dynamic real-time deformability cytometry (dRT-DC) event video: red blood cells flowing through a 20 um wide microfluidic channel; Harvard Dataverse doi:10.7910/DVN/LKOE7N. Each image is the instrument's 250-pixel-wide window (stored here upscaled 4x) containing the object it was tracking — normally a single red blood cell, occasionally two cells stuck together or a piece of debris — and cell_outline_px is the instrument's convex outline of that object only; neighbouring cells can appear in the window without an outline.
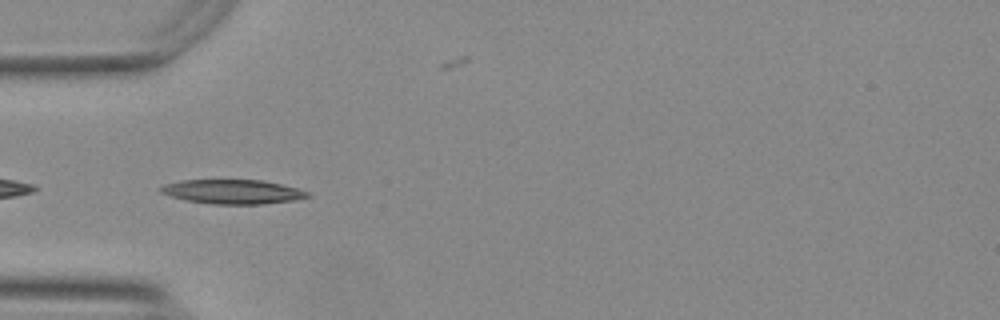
{"species": "Egyptian fruit bat (a non-hibernating species)", "species_latin": "Rousettus aegyptiacus", "temperature_condition": "warm", "stored_images_in_passage": 39, "camera_frame_rate_fps": 3000, "um_per_image_px": 0.085, "animal": {"sex": "female"}, "frame": {"image": 1, "passage_image": 1, "time_ms": 0.0, "image_size_px": [1000, 320], "cell_outline_px": [[312, 196], [296, 200], [264, 204], [212, 204], [188, 200], [172, 196], [160, 192], [156, 188], [164, 184], [180, 180], [264, 180], [296, 188], [308, 192]], "centroid_in_image_um": [19.77, 16.29], "position_along_channel_um": 65.2, "area_um2": 20.81}}
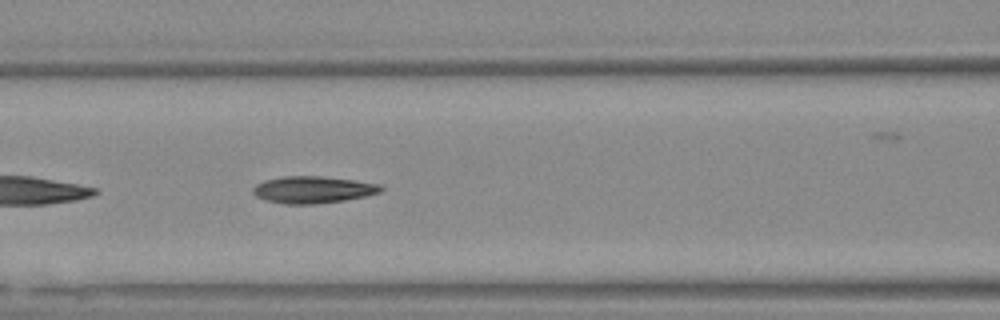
{"frame": {"image": 2, "passage_image": 7, "time_ms": 2.0, "image_size_px": [1000, 320], "cell_outline_px": [[384, 188], [380, 192], [364, 196], [344, 200], [316, 204], [284, 204], [264, 200], [256, 196], [252, 192], [252, 188], [256, 184], [264, 180], [284, 176], [320, 176], [356, 180], [380, 184]], "centroid_in_image_um": [26.57, 16.12], "position_along_channel_um": 140.0, "area_um2": 20.17}}
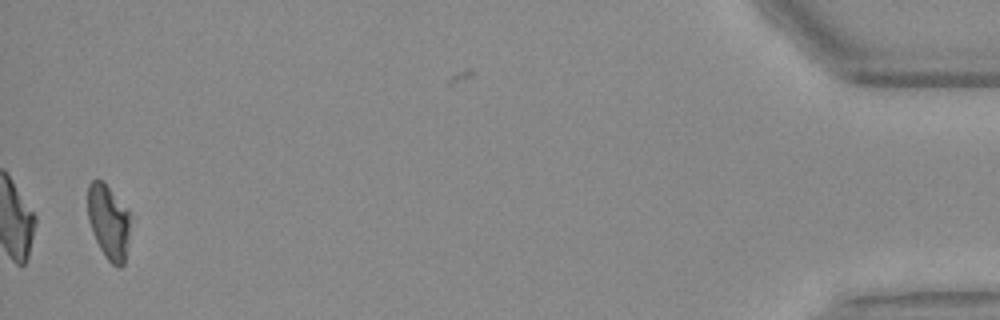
{"frame": {"image": 3, "passage_image": 37, "time_ms": 12.0, "image_size_px": [1000, 320], "cell_outline_px": [[128, 236], [124, 264], [120, 268], [116, 268], [104, 256], [92, 232], [88, 220], [88, 184], [92, 180], [100, 180], [108, 188], [128, 212]], "centroid_in_image_um": [9.19, 18.92], "position_along_channel_um": 426.0, "area_um2": 17.86}, "authors_computed_cell_mechanics": {"area_um2": 19.5942, "velocity_mm_per_s": 3.7504, "shape_relaxation_time_tau1_ms": 5.4431, "shape_relaxation_time_tau2_ms": 2.9007, "deformation_change_tau1": 0.1951, "deformation_change_tau2": 0.1011}}